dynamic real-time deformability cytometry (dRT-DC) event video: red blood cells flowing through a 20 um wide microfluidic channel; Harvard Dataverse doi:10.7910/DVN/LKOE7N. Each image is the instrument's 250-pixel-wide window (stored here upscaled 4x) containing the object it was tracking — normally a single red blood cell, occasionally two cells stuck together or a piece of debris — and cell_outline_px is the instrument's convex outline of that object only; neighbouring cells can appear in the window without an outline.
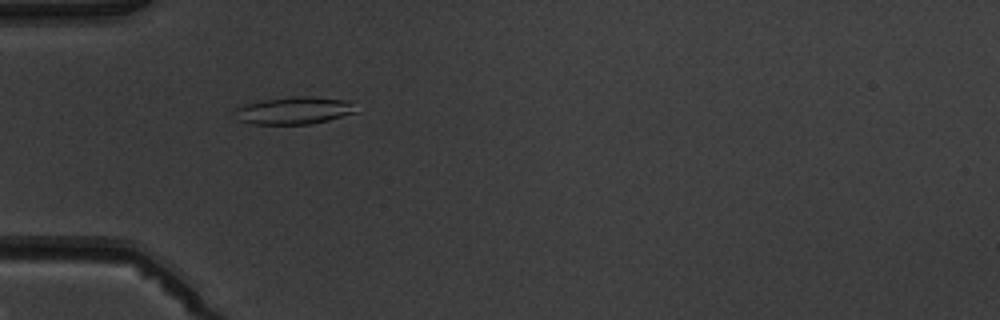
{"species": "common noctule bat (a hibernating species)", "species_latin": "Nyctalus noctula", "temperature_condition": "warm", "stored_images_in_passage": 2, "camera_frame_rate_fps": 3000, "um_per_image_px": 0.085, "animal": {"sex": "male", "body_mass_g": 19.5, "forearm_length_mm": 54.6}, "frame": {"image": 1, "passage_image": 1, "time_ms": 0.0, "image_size_px": [1000, 320], "cell_outline_px": [[360, 112], [328, 120], [308, 124], [252, 124], [236, 120], [232, 112], [236, 108], [244, 104], [264, 100], [296, 96], [312, 96], [348, 100]], "centroid_in_image_um": [24.98, 9.4], "position_along_channel_um": 60.0, "area_um2": 19.59}}
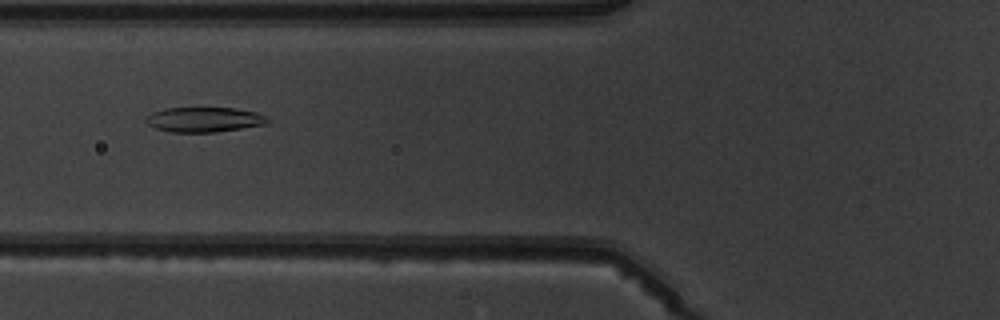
{"frame": {"image": 2, "passage_image": 2, "time_ms": 1.333, "image_size_px": [1000, 320], "cell_outline_px": [[268, 120], [264, 124], [240, 128], [212, 132], [172, 132], [156, 128], [148, 124], [144, 120], [144, 116], [152, 112], [164, 108], [236, 108], [256, 112], [264, 116]], "centroid_in_image_um": [17.27, 10.15], "position_along_channel_um": 108.5, "area_um2": 17.46}}